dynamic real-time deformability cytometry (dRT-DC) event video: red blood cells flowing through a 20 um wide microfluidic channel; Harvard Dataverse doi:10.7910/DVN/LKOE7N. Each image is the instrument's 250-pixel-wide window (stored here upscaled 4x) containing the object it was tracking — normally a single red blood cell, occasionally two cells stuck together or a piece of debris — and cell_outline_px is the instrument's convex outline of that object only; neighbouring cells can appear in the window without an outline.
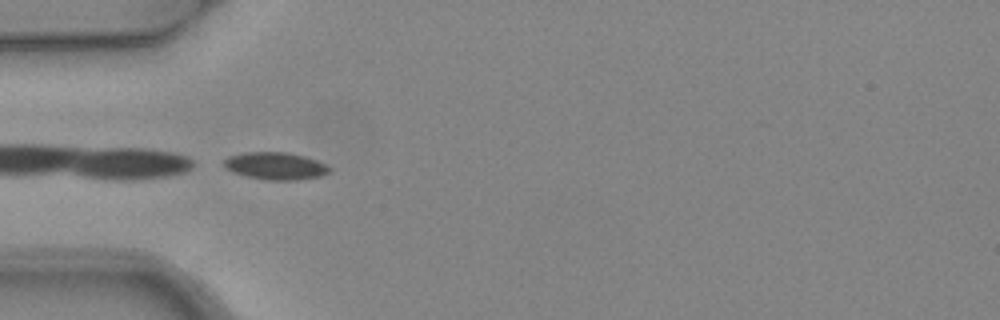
{"species": "common noctule bat (a hibernating species)", "species_latin": "Nyctalus noctula", "temperature_condition": "warm", "stored_images_in_passage": 3, "camera_frame_rate_fps": 3000, "um_per_image_px": 0.085, "animal": {"sex": "female", "body_mass_g": 24.6, "forearm_length_mm": 56.2}, "frame": {"image": 1, "passage_image": 2, "time_ms": 0.333, "image_size_px": [1000, 320], "cell_outline_px": [[332, 168], [328, 172], [320, 176], [300, 180], [264, 180], [244, 176], [232, 172], [224, 168], [220, 164], [228, 156], [244, 152], [288, 152], [304, 156], [316, 160]], "centroid_in_image_um": [23.35, 14.11], "position_along_channel_um": 61.7, "area_um2": 17.11}}
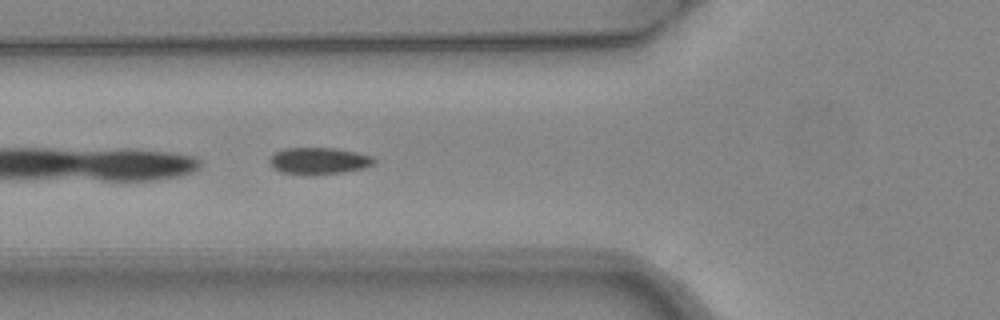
{"frame": {"image": 2, "passage_image": 3, "time_ms": 0.667, "image_size_px": [1000, 320], "cell_outline_px": [[376, 160], [372, 164], [364, 168], [344, 172], [280, 172], [272, 168], [268, 160], [276, 152], [284, 148], [336, 148], [356, 152], [372, 156]], "centroid_in_image_um": [27.11, 13.63], "position_along_channel_um": 98.7, "area_um2": 15.61}}